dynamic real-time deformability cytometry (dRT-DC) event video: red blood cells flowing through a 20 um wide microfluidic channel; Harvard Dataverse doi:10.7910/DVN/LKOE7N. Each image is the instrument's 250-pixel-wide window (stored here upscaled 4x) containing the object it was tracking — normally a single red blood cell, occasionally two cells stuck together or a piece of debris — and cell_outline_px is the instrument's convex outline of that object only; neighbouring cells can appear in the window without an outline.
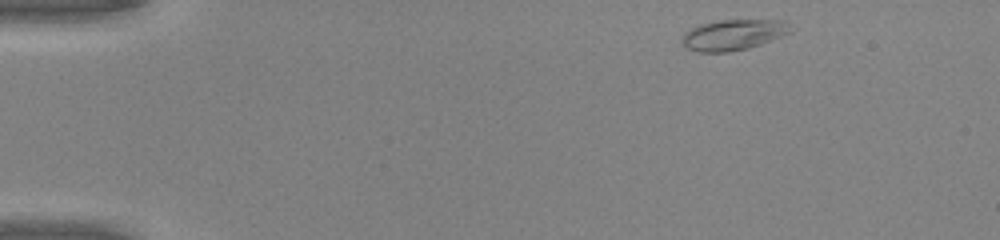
{"species": "common noctule bat (a hibernating species)", "species_latin": "Nyctalus noctula", "temperature_condition": "warm", "stored_images_in_passage": 43, "camera_frame_rate_fps": 3000, "um_per_image_px": 0.085, "animal": {"sex": "male", "body_mass_g": 20.0, "forearm_length_mm": 53.3}, "frame": {"image": 1, "passage_image": 1, "time_ms": 0.0, "image_size_px": [1000, 240], "cell_outline_px": [[796, 28], [792, 32], [784, 36], [748, 48], [728, 52], [696, 52], [688, 48], [680, 40], [684, 32], [700, 24], [720, 20], [784, 20]], "centroid_in_image_um": [62.38, 2.95], "position_along_channel_um": 22.6, "area_um2": 19.65}}
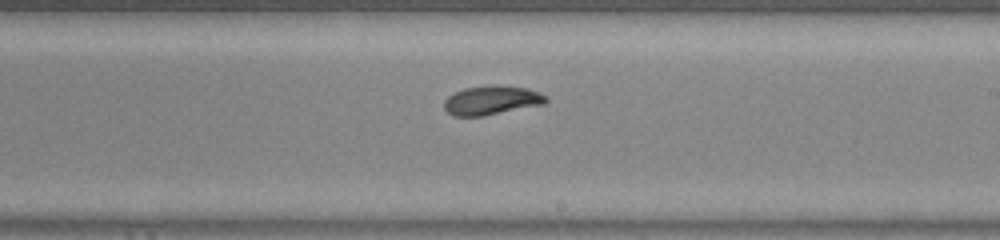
{"frame": {"image": 2, "passage_image": 24, "time_ms": 7.667, "image_size_px": [1000, 240], "cell_outline_px": [[548, 100], [544, 104], [484, 116], [452, 116], [444, 108], [444, 100], [448, 96], [464, 88], [496, 84], [528, 88], [548, 96]], "centroid_in_image_um": [41.8, 8.52], "position_along_channel_um": 247.2, "area_um2": 17.4}}
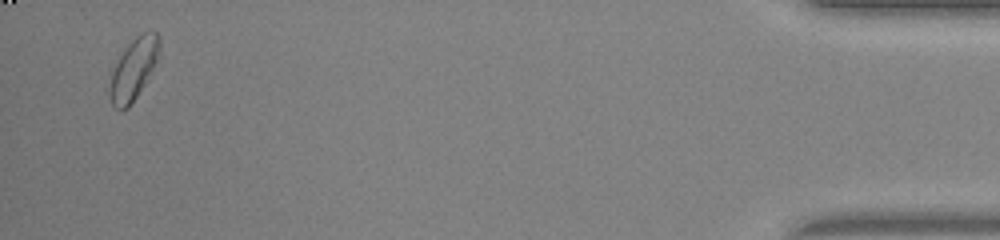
{"frame": {"image": 3, "passage_image": 42, "time_ms": 13.667, "image_size_px": [1000, 240], "cell_outline_px": [[160, 52], [148, 80], [128, 108], [116, 108], [112, 104], [108, 92], [108, 88], [112, 68], [128, 44], [136, 36], [144, 32], [156, 32], [160, 36]], "centroid_in_image_um": [11.35, 5.87], "position_along_channel_um": 423.8, "area_um2": 17.8}, "authors_computed_cell_mechanics": {"area_um2": 17.34, "velocity_mm_per_s": 4.2309, "shape_relaxation_time_tau1_ms": 4.4263, "shape_relaxation_time_tau2_ms": 2.1376, "deformation_change_tau1": 0.153, "deformation_change_tau2": 0.0633}}